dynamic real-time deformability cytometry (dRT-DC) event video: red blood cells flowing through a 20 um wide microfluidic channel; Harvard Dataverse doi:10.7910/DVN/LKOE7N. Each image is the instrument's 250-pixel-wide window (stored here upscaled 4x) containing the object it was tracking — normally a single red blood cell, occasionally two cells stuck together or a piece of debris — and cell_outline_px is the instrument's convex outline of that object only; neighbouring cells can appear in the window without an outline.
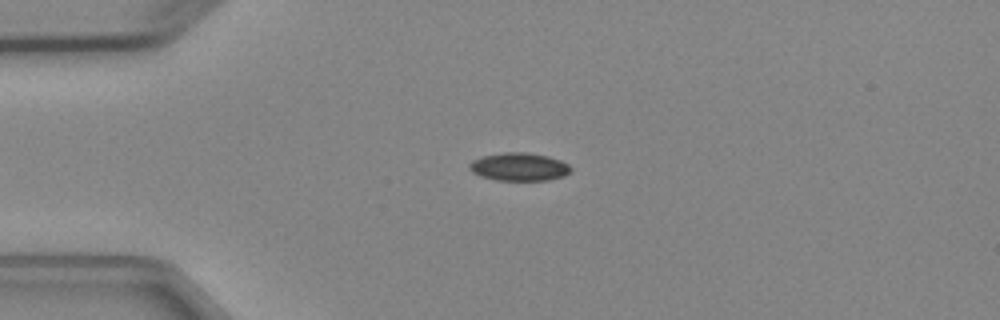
{"species": "Egyptian fruit bat (a non-hibernating species)", "species_latin": "Rousettus aegyptiacus", "temperature_condition": "cold", "stored_images_in_passage": 1, "camera_frame_rate_fps": 3000, "um_per_image_px": 0.085, "animal": {"sex": "female"}, "frame": {"image": 1, "passage_image": 1, "time_ms": 0.0, "image_size_px": [1000, 320], "cell_outline_px": [[572, 172], [564, 176], [548, 180], [496, 180], [480, 176], [472, 172], [468, 168], [468, 164], [472, 160], [484, 156], [504, 152], [528, 152], [548, 156], [560, 160], [568, 164], [572, 168]], "centroid_in_image_um": [44.14, 14.18], "position_along_channel_um": 40.9, "area_um2": 16.7}}